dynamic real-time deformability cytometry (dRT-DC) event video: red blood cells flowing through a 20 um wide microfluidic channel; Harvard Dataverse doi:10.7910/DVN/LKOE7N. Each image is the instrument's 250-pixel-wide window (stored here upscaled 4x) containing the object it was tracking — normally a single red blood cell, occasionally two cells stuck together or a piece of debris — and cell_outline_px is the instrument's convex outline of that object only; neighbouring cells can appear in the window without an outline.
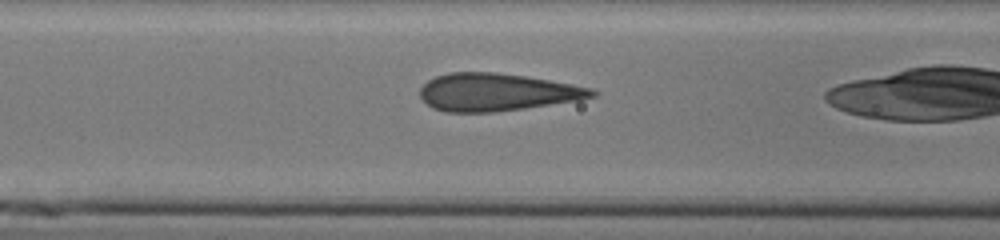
{"species": "human", "species_latin": "Homo sapiens", "temperature_condition": "cold", "stored_images_in_passage": 20, "camera_frame_rate_fps": 3000, "um_per_image_px": 0.085, "donor": {"sex": "male"}, "frame": {"image": 1, "passage_image": 18, "time_ms": 5.667, "image_size_px": [1000, 240], "cell_outline_px": [[596, 96], [580, 100], [496, 112], [444, 112], [432, 108], [420, 96], [420, 88], [428, 80], [436, 76], [448, 72], [496, 72], [524, 76], [572, 84], [592, 88], [596, 92]], "centroid_in_image_um": [42.21, 7.83], "position_along_channel_um": 124.4, "area_um2": 37.63}}